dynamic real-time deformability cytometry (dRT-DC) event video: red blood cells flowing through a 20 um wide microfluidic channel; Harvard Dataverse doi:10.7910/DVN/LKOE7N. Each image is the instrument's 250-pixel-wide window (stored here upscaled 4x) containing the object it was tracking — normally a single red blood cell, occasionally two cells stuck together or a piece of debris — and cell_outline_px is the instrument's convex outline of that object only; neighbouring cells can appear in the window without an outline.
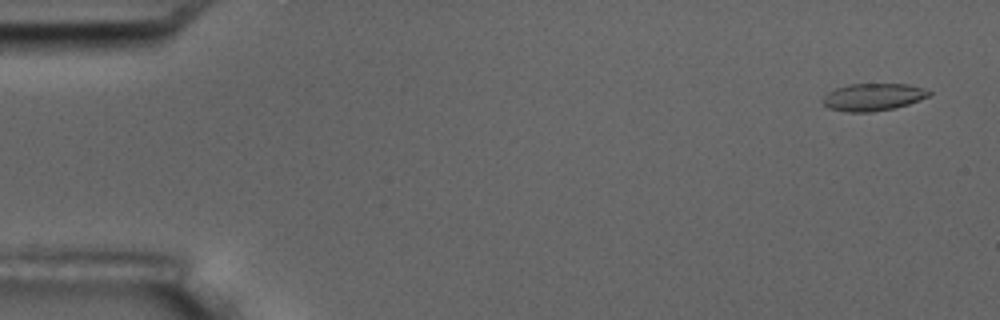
{"species": "common noctule bat (a hibernating species)", "species_latin": "Nyctalus noctula", "temperature_condition": "room temperature", "stored_images_in_passage": 5, "camera_frame_rate_fps": 3000, "um_per_image_px": 0.085, "animal": {"sex": "male", "body_mass_g": 17.5, "forearm_length_mm": 52.3}, "frame": {"image": 1, "passage_image": 1, "time_ms": 0.0, "image_size_px": [1000, 320], "cell_outline_px": [[932, 92], [928, 96], [908, 104], [896, 108], [872, 112], [844, 112], [828, 108], [820, 100], [828, 92], [836, 88], [848, 84], [908, 84]], "centroid_in_image_um": [74.15, 8.26], "position_along_channel_um": 10.9, "area_um2": 16.94}}
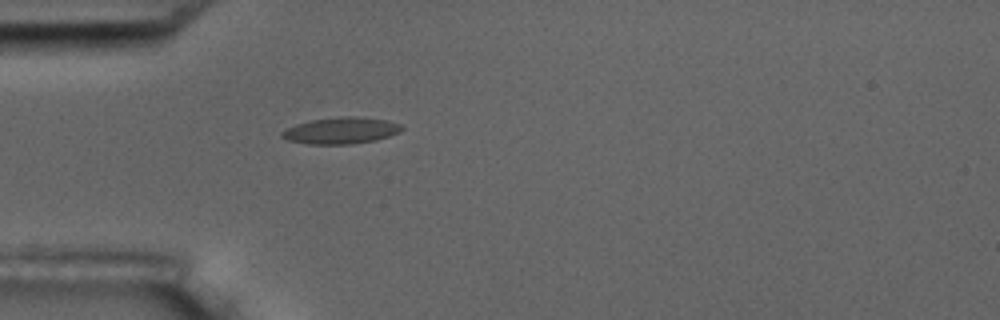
{"frame": {"image": 2, "passage_image": 5, "time_ms": 4.667, "image_size_px": [1000, 320], "cell_outline_px": [[404, 128], [400, 132], [376, 140], [352, 144], [308, 144], [288, 140], [280, 136], [280, 132], [296, 124], [312, 120], [340, 116], [352, 116], [388, 120], [400, 124]], "centroid_in_image_um": [28.99, 11.1], "position_along_channel_um": 56.0, "area_um2": 18.5}}